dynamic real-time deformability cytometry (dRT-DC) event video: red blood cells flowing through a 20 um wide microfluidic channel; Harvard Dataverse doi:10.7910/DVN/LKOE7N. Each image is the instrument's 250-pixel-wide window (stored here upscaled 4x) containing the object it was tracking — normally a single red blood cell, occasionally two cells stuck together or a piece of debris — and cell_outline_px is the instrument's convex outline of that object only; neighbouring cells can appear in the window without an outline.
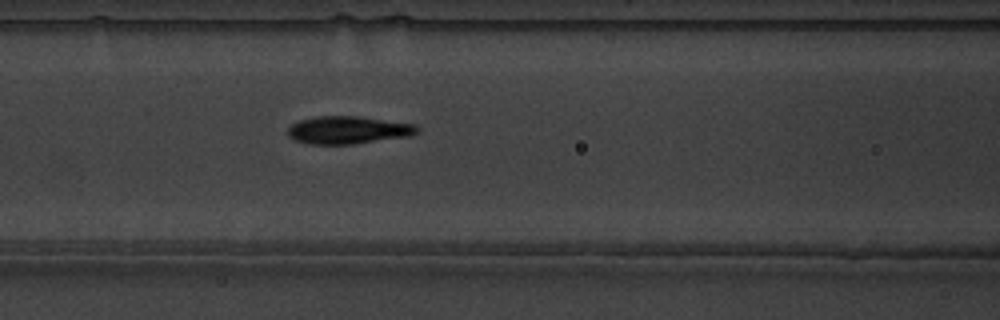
{"species": "common noctule bat (a hibernating species)", "species_latin": "Nyctalus noctula", "temperature_condition": "warm", "stored_images_in_passage": 5, "camera_frame_rate_fps": 3000, "um_per_image_px": 0.085, "animal": {"sex": "male", "body_mass_g": 19.5, "forearm_length_mm": 54.6}, "frame": {"image": 1, "passage_image": 5, "time_ms": 1.333, "image_size_px": [1000, 320], "cell_outline_px": [[420, 128], [412, 136], [352, 144], [308, 144], [292, 140], [288, 136], [288, 128], [292, 124], [300, 120], [316, 116], [360, 116], [416, 124]], "centroid_in_image_um": [29.59, 11.05], "position_along_channel_um": 137.0, "area_um2": 21.1}}